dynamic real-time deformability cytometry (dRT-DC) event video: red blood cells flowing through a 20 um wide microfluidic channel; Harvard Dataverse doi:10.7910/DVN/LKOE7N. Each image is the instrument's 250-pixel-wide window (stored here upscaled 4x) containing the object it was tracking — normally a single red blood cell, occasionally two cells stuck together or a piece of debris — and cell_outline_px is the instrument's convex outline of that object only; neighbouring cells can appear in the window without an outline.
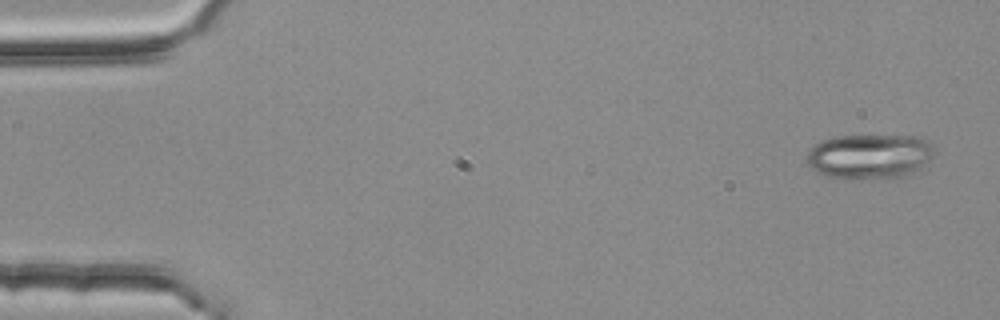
{"species": "common noctule bat (a hibernating species)", "species_latin": "Nyctalus noctula", "temperature_condition": "room temperature", "stored_images_in_passage": 4, "camera_frame_rate_fps": 3000, "um_per_image_px": 0.085, "animal": {"sex": "female", "body_mass_g": 25.1}, "frame": {"image": 1, "passage_image": 1, "time_ms": 0.0, "image_size_px": [1000, 320], "cell_outline_px": [[932, 152], [928, 160], [912, 176], [888, 180], [844, 180], [824, 176], [816, 172], [808, 164], [808, 148], [812, 144], [820, 140], [832, 136], [916, 136], [924, 140], [932, 148]], "centroid_in_image_um": [73.84, 13.35], "position_along_channel_um": 11.2, "area_um2": 34.28}}